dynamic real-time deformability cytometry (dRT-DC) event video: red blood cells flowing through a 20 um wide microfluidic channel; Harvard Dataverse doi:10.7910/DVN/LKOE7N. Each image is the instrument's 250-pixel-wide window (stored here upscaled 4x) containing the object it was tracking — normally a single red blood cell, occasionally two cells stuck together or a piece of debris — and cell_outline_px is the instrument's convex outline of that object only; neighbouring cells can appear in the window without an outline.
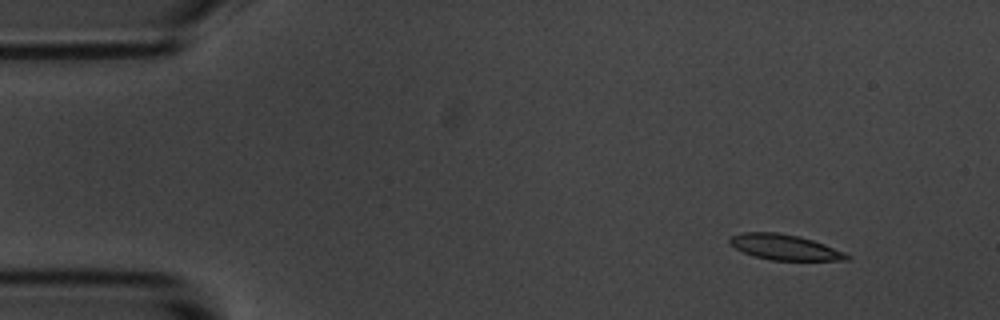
{"species": "common noctule bat (a hibernating species)", "species_latin": "Nyctalus noctula", "temperature_condition": "room temperature", "stored_images_in_passage": 4, "camera_frame_rate_fps": 3000, "um_per_image_px": 0.085, "animal": {"sex": "male", "body_mass_g": 20.1, "forearm_length_mm": 53.5}, "frame": {"image": 1, "passage_image": 1, "time_ms": 0.0, "image_size_px": [1000, 320], "cell_outline_px": [[852, 256], [848, 260], [772, 260], [752, 256], [728, 244], [728, 240], [732, 236], [740, 232], [776, 232], [800, 236], [824, 244], [844, 252]], "centroid_in_image_um": [66.67, 21.01], "position_along_channel_um": 18.3, "area_um2": 17.4}}
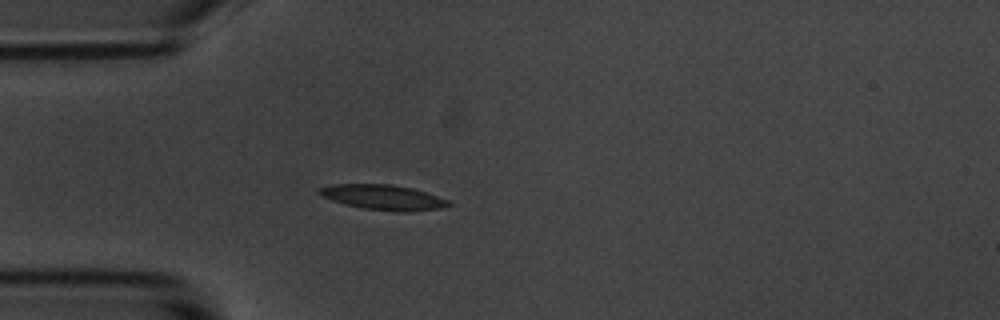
{"frame": {"image": 2, "passage_image": 4, "time_ms": 3.333, "image_size_px": [1000, 320], "cell_outline_px": [[452, 204], [440, 208], [408, 212], [396, 212], [364, 208], [344, 204], [320, 196], [316, 192], [316, 188], [332, 184], [392, 184], [412, 188], [448, 200]], "centroid_in_image_um": [32.5, 16.76], "position_along_channel_um": 52.5, "area_um2": 18.96}}